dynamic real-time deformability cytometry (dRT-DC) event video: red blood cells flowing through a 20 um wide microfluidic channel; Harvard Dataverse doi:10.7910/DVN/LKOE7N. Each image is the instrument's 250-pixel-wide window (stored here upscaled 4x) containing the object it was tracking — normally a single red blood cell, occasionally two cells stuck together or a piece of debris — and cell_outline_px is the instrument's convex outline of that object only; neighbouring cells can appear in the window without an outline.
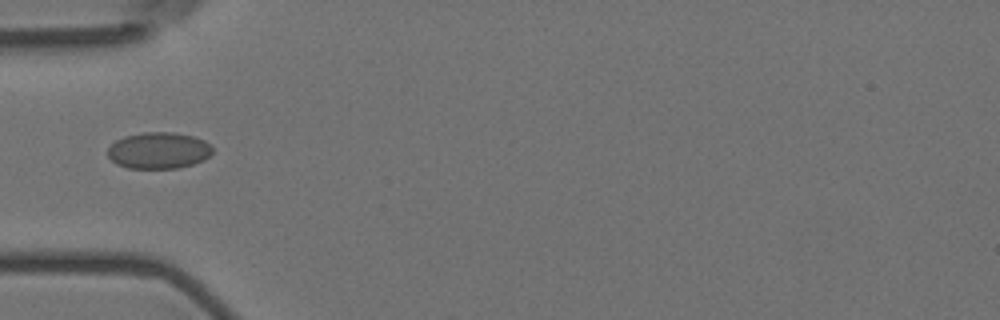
{"species": "Egyptian fruit bat (a non-hibernating species)", "species_latin": "Rousettus aegyptiacus", "temperature_condition": "room temperature", "stored_images_in_passage": 3, "camera_frame_rate_fps": 3000, "um_per_image_px": 0.085, "animal": {"sex": "female"}, "frame": {"image": 1, "passage_image": 1, "time_ms": 0.0, "image_size_px": [1000, 320], "cell_outline_px": [[212, 152], [204, 160], [192, 164], [176, 168], [128, 168], [116, 164], [108, 156], [108, 148], [116, 140], [124, 136], [144, 132], [172, 132], [192, 136], [204, 140], [212, 148]], "centroid_in_image_um": [13.46, 12.79], "position_along_channel_um": 71.5, "area_um2": 22.14}}